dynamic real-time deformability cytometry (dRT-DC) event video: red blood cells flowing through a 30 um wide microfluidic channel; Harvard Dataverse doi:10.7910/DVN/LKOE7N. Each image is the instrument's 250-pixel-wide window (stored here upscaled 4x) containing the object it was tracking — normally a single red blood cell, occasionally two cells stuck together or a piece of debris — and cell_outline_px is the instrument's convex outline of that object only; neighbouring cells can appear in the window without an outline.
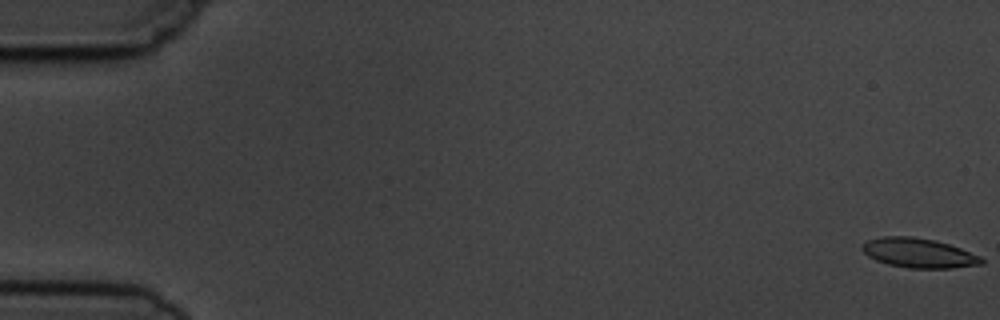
{"species": "common noctule bat (a hibernating species)", "species_latin": "Nyctalus noctula", "temperature_condition": "cold", "stored_images_in_passage": 10, "camera_frame_rate_fps": 3000, "um_per_image_px": 0.085, "animal": {"sex": "male", "body_mass_g": 19.5, "forearm_length_mm": 54.6}, "frame": {"image": 1, "passage_image": 1, "time_ms": 0.0, "image_size_px": [1000, 320], "cell_outline_px": [[984, 264], [952, 268], [908, 268], [888, 264], [876, 260], [868, 256], [860, 248], [868, 240], [880, 236], [912, 236], [936, 240], [960, 248], [980, 256], [984, 260]], "centroid_in_image_um": [78.09, 21.5], "position_along_channel_um": 6.9, "area_um2": 20.58}}
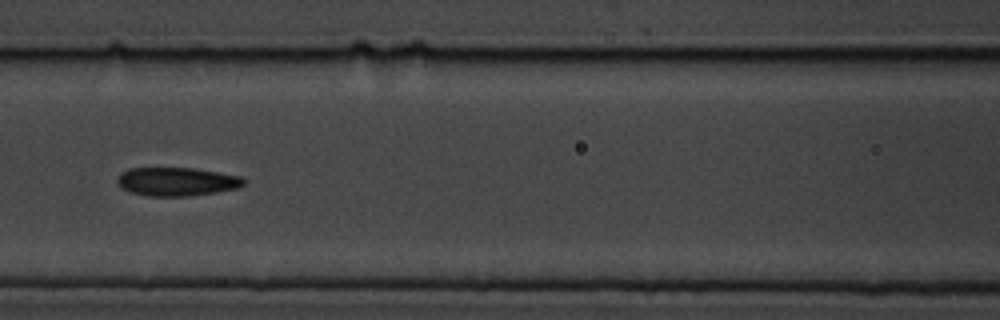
{"frame": {"image": 2, "passage_image": 8, "time_ms": 8.0, "image_size_px": [1000, 320], "cell_outline_px": [[244, 184], [240, 188], [216, 192], [188, 196], [148, 196], [132, 192], [124, 188], [116, 180], [128, 168], [192, 168], [240, 176], [244, 180]], "centroid_in_image_um": [15.06, 15.44], "position_along_channel_um": 151.5, "area_um2": 20.69}}
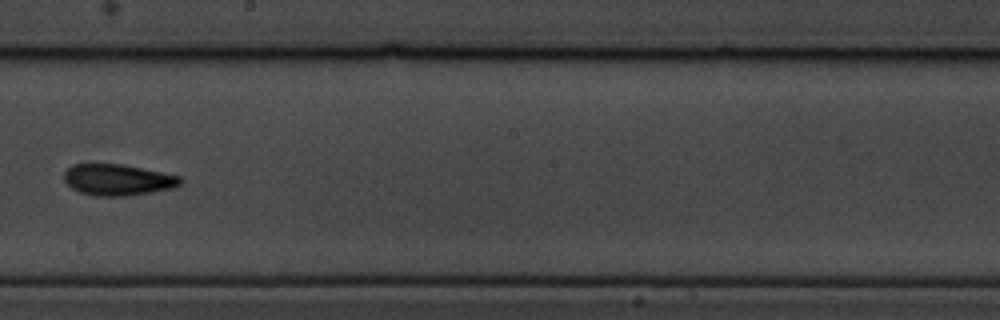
{"frame": {"image": 3, "passage_image": 10, "time_ms": 10.333, "image_size_px": [1000, 320], "cell_outline_px": [[184, 180], [176, 188], [152, 192], [124, 196], [92, 196], [80, 192], [72, 188], [64, 180], [64, 172], [72, 164], [124, 164], [180, 176]], "centroid_in_image_um": [10.03, 15.28], "position_along_channel_um": 238.2, "area_um2": 21.33}}